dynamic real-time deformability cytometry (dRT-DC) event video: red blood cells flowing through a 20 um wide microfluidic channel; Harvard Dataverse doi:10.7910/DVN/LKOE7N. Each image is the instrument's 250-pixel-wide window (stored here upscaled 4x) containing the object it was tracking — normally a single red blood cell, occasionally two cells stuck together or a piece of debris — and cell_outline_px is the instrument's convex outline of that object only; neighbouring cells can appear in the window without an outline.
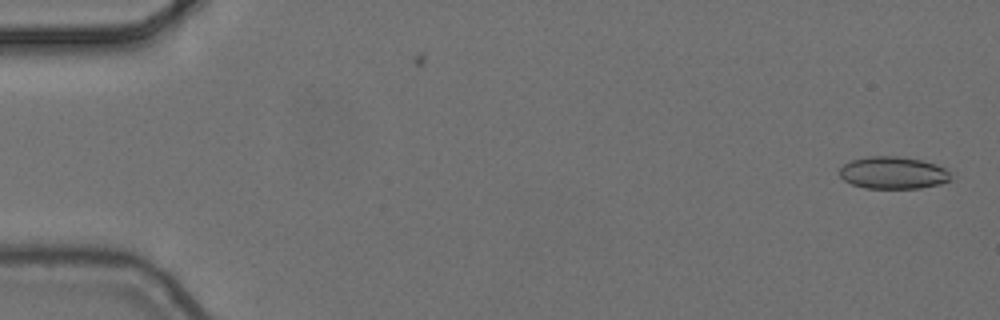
{"species": "common noctule bat (a hibernating species)", "species_latin": "Nyctalus noctula", "temperature_condition": "cold", "stored_images_in_passage": 7, "camera_frame_rate_fps": 3000, "um_per_image_px": 0.085, "animal": {"sex": "female", "body_mass_g": 24.6, "forearm_length_mm": 56.2}, "frame": {"image": 1, "passage_image": 1, "time_ms": 0.0, "image_size_px": [1000, 320], "cell_outline_px": [[948, 180], [940, 184], [920, 188], [864, 188], [852, 184], [844, 180], [840, 176], [840, 168], [844, 164], [852, 160], [868, 156], [900, 156], [924, 160], [936, 164], [944, 168], [948, 172]], "centroid_in_image_um": [75.88, 14.68], "position_along_channel_um": 9.1, "area_um2": 20.81}}
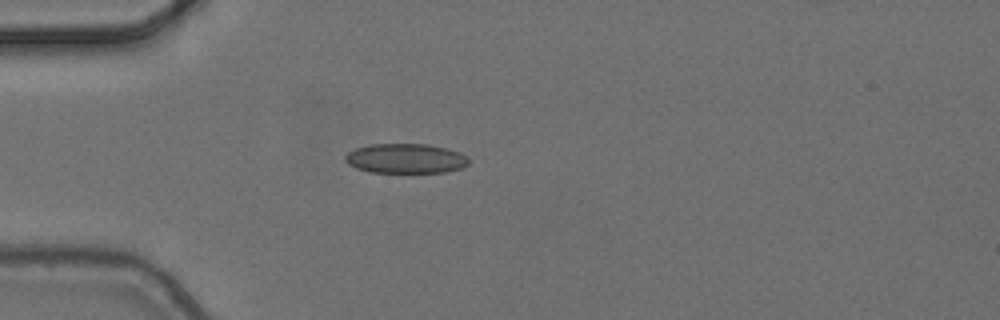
{"frame": {"image": 2, "passage_image": 5, "time_ms": 1.333, "image_size_px": [1000, 320], "cell_outline_px": [[468, 164], [464, 168], [448, 172], [372, 172], [356, 168], [348, 164], [344, 160], [344, 156], [348, 152], [356, 148], [372, 144], [428, 144], [460, 152], [468, 160]], "centroid_in_image_um": [34.47, 13.47], "position_along_channel_um": 50.5, "area_um2": 21.33}}